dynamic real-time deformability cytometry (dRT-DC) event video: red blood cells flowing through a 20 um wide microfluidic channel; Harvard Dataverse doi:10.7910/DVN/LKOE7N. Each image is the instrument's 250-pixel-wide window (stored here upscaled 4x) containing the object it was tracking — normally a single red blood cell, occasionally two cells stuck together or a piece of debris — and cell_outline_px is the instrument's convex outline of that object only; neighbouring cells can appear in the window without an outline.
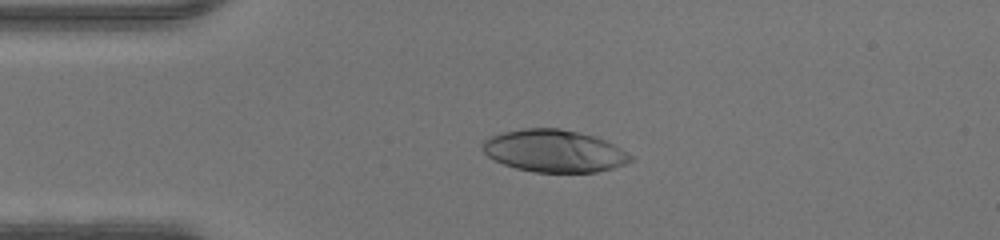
{"species": "human", "species_latin": "Homo sapiens", "temperature_condition": "warm", "stored_images_in_passage": 48, "camera_frame_rate_fps": 3000, "um_per_image_px": 0.085, "donor": {"sex": "male"}, "frame": {"image": 1, "passage_image": 11, "time_ms": 3.333, "image_size_px": [1000, 240], "cell_outline_px": [[636, 160], [612, 168], [596, 172], [536, 172], [516, 168], [504, 164], [488, 156], [480, 148], [480, 144], [484, 140], [492, 136], [504, 132], [524, 128], [560, 128], [592, 136], [604, 140], [628, 152]], "centroid_in_image_um": [47.1, 12.83], "position_along_channel_um": 37.9, "area_um2": 36.3}}
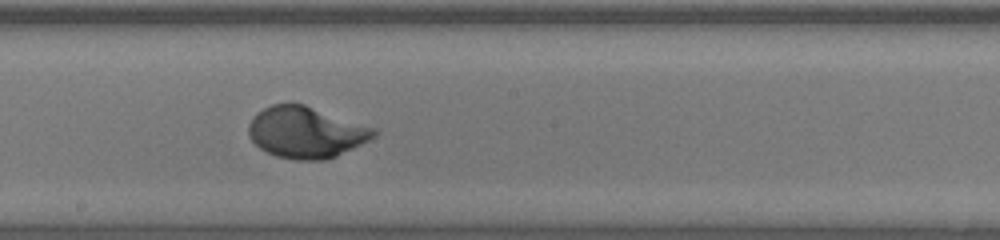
{"frame": {"image": 2, "passage_image": 26, "time_ms": 8.333, "image_size_px": [1000, 240], "cell_outline_px": [[376, 136], [336, 156], [324, 160], [296, 160], [276, 156], [260, 148], [248, 136], [248, 124], [252, 116], [256, 112], [272, 104], [304, 104], [376, 128]], "centroid_in_image_um": [25.97, 11.24], "position_along_channel_um": 222.2, "area_um2": 37.34}}
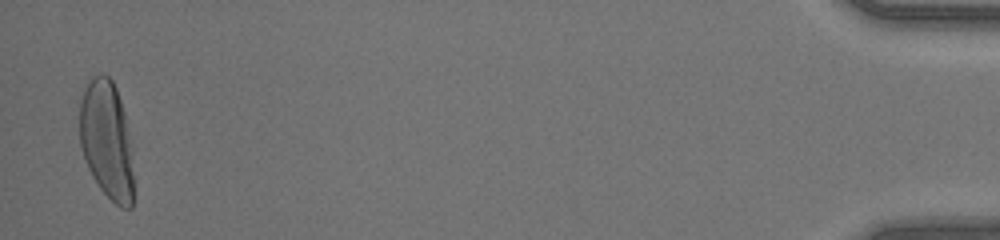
{"frame": {"image": 3, "passage_image": 47, "time_ms": 15.333, "image_size_px": [1000, 240], "cell_outline_px": [[132, 208], [120, 208], [100, 188], [92, 176], [84, 160], [80, 144], [80, 96], [88, 80], [92, 76], [108, 76], [112, 80], [116, 88], [124, 112], [132, 152]], "centroid_in_image_um": [9.05, 11.89], "position_along_channel_um": 426.2, "area_um2": 37.05}}